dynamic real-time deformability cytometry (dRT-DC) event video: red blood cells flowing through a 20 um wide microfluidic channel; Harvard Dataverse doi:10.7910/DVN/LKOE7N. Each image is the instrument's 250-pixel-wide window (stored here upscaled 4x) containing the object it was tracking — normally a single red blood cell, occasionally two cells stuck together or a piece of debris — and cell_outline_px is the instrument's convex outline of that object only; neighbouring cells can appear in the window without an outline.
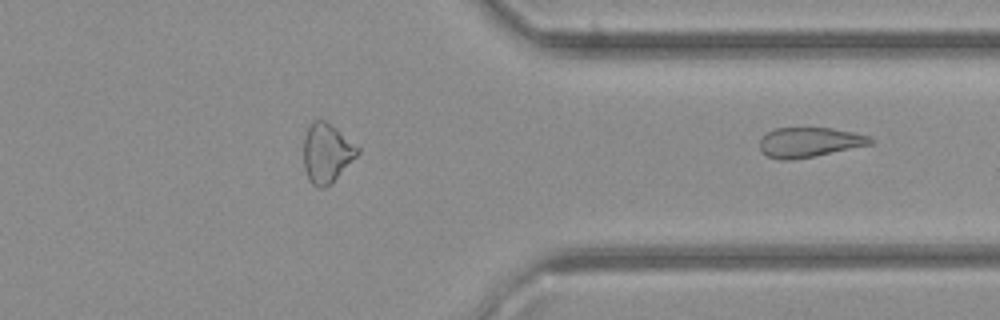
{"species": "common noctule bat (a hibernating species)", "species_latin": "Nyctalus noctula", "temperature_condition": "cold", "stored_images_in_passage": 25, "segment_of_instrument_passage": [2, 2], "camera_frame_rate_fps": 3000, "um_per_image_px": 0.085, "animal": {"sex": "female", "body_mass_g": 21.9}, "frame": {"image": 1, "passage_image": 25, "time_ms": 8.0, "image_size_px": [1000, 320], "cell_outline_px": [[876, 140], [872, 144], [792, 160], [780, 160], [768, 156], [760, 148], [760, 136], [776, 128], [832, 128], [852, 132], [868, 136]], "centroid_in_image_um": [68.78, 12.08], "position_along_channel_um": 342.6, "area_um2": 19.02}}